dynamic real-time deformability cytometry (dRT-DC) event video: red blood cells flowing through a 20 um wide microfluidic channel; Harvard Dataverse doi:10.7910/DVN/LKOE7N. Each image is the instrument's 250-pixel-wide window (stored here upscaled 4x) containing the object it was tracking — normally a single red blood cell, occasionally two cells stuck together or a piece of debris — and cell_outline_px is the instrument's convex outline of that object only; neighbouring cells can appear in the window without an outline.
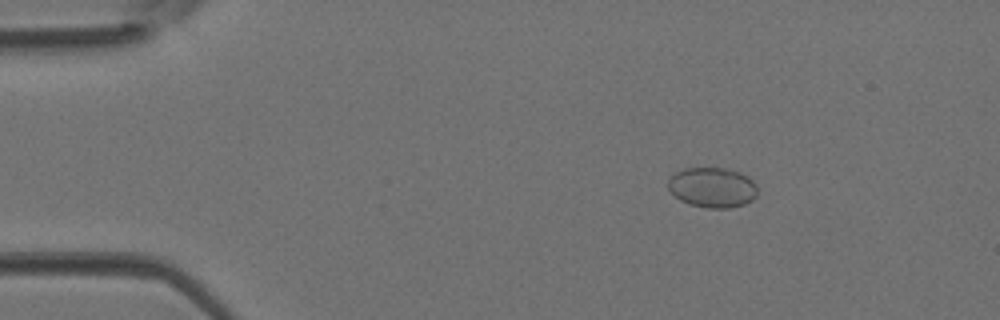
{"species": "Egyptian fruit bat (a non-hibernating species)", "species_latin": "Rousettus aegyptiacus", "temperature_condition": "room temperature", "stored_images_in_passage": 24, "camera_frame_rate_fps": 3000, "um_per_image_px": 0.085, "animal": {"sex": "female"}, "frame": {"image": 1, "passage_image": 2, "time_ms": 0.333, "image_size_px": [1000, 320], "cell_outline_px": [[756, 196], [752, 200], [744, 204], [728, 208], [708, 208], [688, 204], [680, 200], [668, 188], [668, 180], [676, 172], [684, 168], [724, 168], [740, 172], [748, 176], [756, 184]], "centroid_in_image_um": [60.56, 15.93], "position_along_channel_um": 24.4, "area_um2": 20.87}}
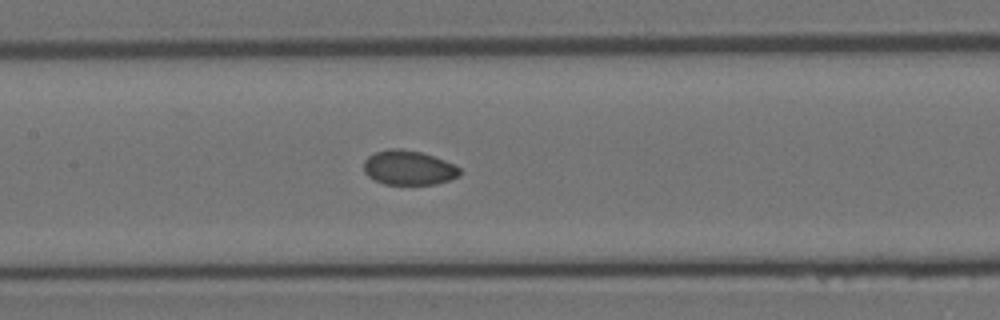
{"frame": {"image": 2, "passage_image": 16, "time_ms": 5.0, "image_size_px": [1000, 320], "cell_outline_px": [[460, 176], [436, 184], [384, 184], [368, 176], [364, 172], [364, 160], [368, 156], [376, 152], [388, 148], [400, 148], [420, 152], [444, 160], [460, 168]], "centroid_in_image_um": [34.71, 14.25], "position_along_channel_um": 172.7, "area_um2": 19.19}}
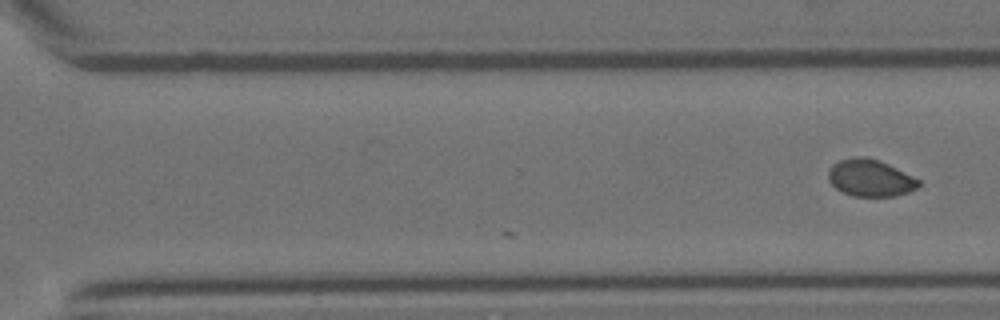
{"frame": {"image": 3, "passage_image": 24, "time_ms": 7.667, "image_size_px": [1000, 320], "cell_outline_px": [[920, 184], [916, 188], [908, 192], [892, 196], [852, 196], [836, 188], [828, 180], [828, 172], [832, 164], [840, 160], [852, 156], [864, 156], [888, 164], [920, 180]], "centroid_in_image_um": [73.94, 15.12], "position_along_channel_um": 296.7, "area_um2": 19.31}}